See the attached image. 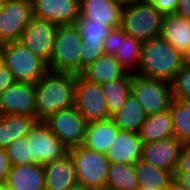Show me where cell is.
I'll return each instance as SVG.
<instances>
[{
    "instance_id": "obj_1",
    "label": "cell",
    "mask_w": 190,
    "mask_h": 190,
    "mask_svg": "<svg viewBox=\"0 0 190 190\" xmlns=\"http://www.w3.org/2000/svg\"><path fill=\"white\" fill-rule=\"evenodd\" d=\"M76 75L49 70L35 83L37 121H45L61 109L75 105Z\"/></svg>"
},
{
    "instance_id": "obj_2",
    "label": "cell",
    "mask_w": 190,
    "mask_h": 190,
    "mask_svg": "<svg viewBox=\"0 0 190 190\" xmlns=\"http://www.w3.org/2000/svg\"><path fill=\"white\" fill-rule=\"evenodd\" d=\"M184 64L185 56L159 36L142 43L136 74L172 83Z\"/></svg>"
},
{
    "instance_id": "obj_3",
    "label": "cell",
    "mask_w": 190,
    "mask_h": 190,
    "mask_svg": "<svg viewBox=\"0 0 190 190\" xmlns=\"http://www.w3.org/2000/svg\"><path fill=\"white\" fill-rule=\"evenodd\" d=\"M82 37L75 24L59 25L48 68L53 72L80 75Z\"/></svg>"
},
{
    "instance_id": "obj_4",
    "label": "cell",
    "mask_w": 190,
    "mask_h": 190,
    "mask_svg": "<svg viewBox=\"0 0 190 190\" xmlns=\"http://www.w3.org/2000/svg\"><path fill=\"white\" fill-rule=\"evenodd\" d=\"M2 62L15 81L36 83L48 71V65L20 41L2 44Z\"/></svg>"
},
{
    "instance_id": "obj_5",
    "label": "cell",
    "mask_w": 190,
    "mask_h": 190,
    "mask_svg": "<svg viewBox=\"0 0 190 190\" xmlns=\"http://www.w3.org/2000/svg\"><path fill=\"white\" fill-rule=\"evenodd\" d=\"M69 154L73 160L77 182L92 189L107 187L111 163L104 153L79 145L70 148Z\"/></svg>"
},
{
    "instance_id": "obj_6",
    "label": "cell",
    "mask_w": 190,
    "mask_h": 190,
    "mask_svg": "<svg viewBox=\"0 0 190 190\" xmlns=\"http://www.w3.org/2000/svg\"><path fill=\"white\" fill-rule=\"evenodd\" d=\"M164 15L152 4H135L123 7L121 28L142 42L159 37Z\"/></svg>"
},
{
    "instance_id": "obj_7",
    "label": "cell",
    "mask_w": 190,
    "mask_h": 190,
    "mask_svg": "<svg viewBox=\"0 0 190 190\" xmlns=\"http://www.w3.org/2000/svg\"><path fill=\"white\" fill-rule=\"evenodd\" d=\"M131 93L141 104L146 115L170 109L173 100L172 83L132 74Z\"/></svg>"
},
{
    "instance_id": "obj_8",
    "label": "cell",
    "mask_w": 190,
    "mask_h": 190,
    "mask_svg": "<svg viewBox=\"0 0 190 190\" xmlns=\"http://www.w3.org/2000/svg\"><path fill=\"white\" fill-rule=\"evenodd\" d=\"M29 159L35 164H48L69 154V148L61 142L44 121H37L25 135Z\"/></svg>"
},
{
    "instance_id": "obj_9",
    "label": "cell",
    "mask_w": 190,
    "mask_h": 190,
    "mask_svg": "<svg viewBox=\"0 0 190 190\" xmlns=\"http://www.w3.org/2000/svg\"><path fill=\"white\" fill-rule=\"evenodd\" d=\"M87 123L112 118L102 93L101 84L85 80L76 75L75 105Z\"/></svg>"
},
{
    "instance_id": "obj_10",
    "label": "cell",
    "mask_w": 190,
    "mask_h": 190,
    "mask_svg": "<svg viewBox=\"0 0 190 190\" xmlns=\"http://www.w3.org/2000/svg\"><path fill=\"white\" fill-rule=\"evenodd\" d=\"M44 122L69 149L83 144L87 122L75 106L57 111Z\"/></svg>"
},
{
    "instance_id": "obj_11",
    "label": "cell",
    "mask_w": 190,
    "mask_h": 190,
    "mask_svg": "<svg viewBox=\"0 0 190 190\" xmlns=\"http://www.w3.org/2000/svg\"><path fill=\"white\" fill-rule=\"evenodd\" d=\"M33 3L28 0H6L0 12V43L20 41L33 17Z\"/></svg>"
},
{
    "instance_id": "obj_12",
    "label": "cell",
    "mask_w": 190,
    "mask_h": 190,
    "mask_svg": "<svg viewBox=\"0 0 190 190\" xmlns=\"http://www.w3.org/2000/svg\"><path fill=\"white\" fill-rule=\"evenodd\" d=\"M58 26L56 23L33 16L23 31L20 42L48 64Z\"/></svg>"
},
{
    "instance_id": "obj_13",
    "label": "cell",
    "mask_w": 190,
    "mask_h": 190,
    "mask_svg": "<svg viewBox=\"0 0 190 190\" xmlns=\"http://www.w3.org/2000/svg\"><path fill=\"white\" fill-rule=\"evenodd\" d=\"M35 84L15 81L0 95V108L3 115L22 114L34 116Z\"/></svg>"
},
{
    "instance_id": "obj_14",
    "label": "cell",
    "mask_w": 190,
    "mask_h": 190,
    "mask_svg": "<svg viewBox=\"0 0 190 190\" xmlns=\"http://www.w3.org/2000/svg\"><path fill=\"white\" fill-rule=\"evenodd\" d=\"M184 144L172 136L143 144L141 159L174 174Z\"/></svg>"
},
{
    "instance_id": "obj_15",
    "label": "cell",
    "mask_w": 190,
    "mask_h": 190,
    "mask_svg": "<svg viewBox=\"0 0 190 190\" xmlns=\"http://www.w3.org/2000/svg\"><path fill=\"white\" fill-rule=\"evenodd\" d=\"M33 15L58 25L74 24L79 18V0H33Z\"/></svg>"
},
{
    "instance_id": "obj_16",
    "label": "cell",
    "mask_w": 190,
    "mask_h": 190,
    "mask_svg": "<svg viewBox=\"0 0 190 190\" xmlns=\"http://www.w3.org/2000/svg\"><path fill=\"white\" fill-rule=\"evenodd\" d=\"M142 150L139 133L119 130L105 155L110 163L135 164L141 158Z\"/></svg>"
},
{
    "instance_id": "obj_17",
    "label": "cell",
    "mask_w": 190,
    "mask_h": 190,
    "mask_svg": "<svg viewBox=\"0 0 190 190\" xmlns=\"http://www.w3.org/2000/svg\"><path fill=\"white\" fill-rule=\"evenodd\" d=\"M79 18L103 22L111 28L121 26L123 7L115 0H79Z\"/></svg>"
},
{
    "instance_id": "obj_18",
    "label": "cell",
    "mask_w": 190,
    "mask_h": 190,
    "mask_svg": "<svg viewBox=\"0 0 190 190\" xmlns=\"http://www.w3.org/2000/svg\"><path fill=\"white\" fill-rule=\"evenodd\" d=\"M6 186L13 190H45V173L42 164L11 166Z\"/></svg>"
},
{
    "instance_id": "obj_19",
    "label": "cell",
    "mask_w": 190,
    "mask_h": 190,
    "mask_svg": "<svg viewBox=\"0 0 190 190\" xmlns=\"http://www.w3.org/2000/svg\"><path fill=\"white\" fill-rule=\"evenodd\" d=\"M160 37L185 56L190 51V21L176 13L164 15Z\"/></svg>"
},
{
    "instance_id": "obj_20",
    "label": "cell",
    "mask_w": 190,
    "mask_h": 190,
    "mask_svg": "<svg viewBox=\"0 0 190 190\" xmlns=\"http://www.w3.org/2000/svg\"><path fill=\"white\" fill-rule=\"evenodd\" d=\"M45 190H67L76 182L73 160L70 154L43 165Z\"/></svg>"
},
{
    "instance_id": "obj_21",
    "label": "cell",
    "mask_w": 190,
    "mask_h": 190,
    "mask_svg": "<svg viewBox=\"0 0 190 190\" xmlns=\"http://www.w3.org/2000/svg\"><path fill=\"white\" fill-rule=\"evenodd\" d=\"M127 72L115 56L104 54L84 68L80 75L85 80L103 84L121 78Z\"/></svg>"
},
{
    "instance_id": "obj_22",
    "label": "cell",
    "mask_w": 190,
    "mask_h": 190,
    "mask_svg": "<svg viewBox=\"0 0 190 190\" xmlns=\"http://www.w3.org/2000/svg\"><path fill=\"white\" fill-rule=\"evenodd\" d=\"M118 131L119 128L112 118L87 123L82 145L105 154L112 145Z\"/></svg>"
},
{
    "instance_id": "obj_23",
    "label": "cell",
    "mask_w": 190,
    "mask_h": 190,
    "mask_svg": "<svg viewBox=\"0 0 190 190\" xmlns=\"http://www.w3.org/2000/svg\"><path fill=\"white\" fill-rule=\"evenodd\" d=\"M138 190H166L174 181L170 171L155 167L141 158L133 164Z\"/></svg>"
},
{
    "instance_id": "obj_24",
    "label": "cell",
    "mask_w": 190,
    "mask_h": 190,
    "mask_svg": "<svg viewBox=\"0 0 190 190\" xmlns=\"http://www.w3.org/2000/svg\"><path fill=\"white\" fill-rule=\"evenodd\" d=\"M36 122L31 115H4L0 121V148L7 149L16 139L28 134Z\"/></svg>"
},
{
    "instance_id": "obj_25",
    "label": "cell",
    "mask_w": 190,
    "mask_h": 190,
    "mask_svg": "<svg viewBox=\"0 0 190 190\" xmlns=\"http://www.w3.org/2000/svg\"><path fill=\"white\" fill-rule=\"evenodd\" d=\"M139 135L143 144L174 136L170 109L153 115H147L141 126Z\"/></svg>"
},
{
    "instance_id": "obj_26",
    "label": "cell",
    "mask_w": 190,
    "mask_h": 190,
    "mask_svg": "<svg viewBox=\"0 0 190 190\" xmlns=\"http://www.w3.org/2000/svg\"><path fill=\"white\" fill-rule=\"evenodd\" d=\"M146 116L141 104L130 93L121 109L112 116V119L119 130L139 133Z\"/></svg>"
},
{
    "instance_id": "obj_27",
    "label": "cell",
    "mask_w": 190,
    "mask_h": 190,
    "mask_svg": "<svg viewBox=\"0 0 190 190\" xmlns=\"http://www.w3.org/2000/svg\"><path fill=\"white\" fill-rule=\"evenodd\" d=\"M132 74L131 72H127L121 78L101 84L108 113L111 117L121 109L127 96L131 93Z\"/></svg>"
},
{
    "instance_id": "obj_28",
    "label": "cell",
    "mask_w": 190,
    "mask_h": 190,
    "mask_svg": "<svg viewBox=\"0 0 190 190\" xmlns=\"http://www.w3.org/2000/svg\"><path fill=\"white\" fill-rule=\"evenodd\" d=\"M142 41L126 34L119 27V44L115 58L131 73L138 71L141 60Z\"/></svg>"
},
{
    "instance_id": "obj_29",
    "label": "cell",
    "mask_w": 190,
    "mask_h": 190,
    "mask_svg": "<svg viewBox=\"0 0 190 190\" xmlns=\"http://www.w3.org/2000/svg\"><path fill=\"white\" fill-rule=\"evenodd\" d=\"M170 111L174 137L190 145V101L173 98Z\"/></svg>"
},
{
    "instance_id": "obj_30",
    "label": "cell",
    "mask_w": 190,
    "mask_h": 190,
    "mask_svg": "<svg viewBox=\"0 0 190 190\" xmlns=\"http://www.w3.org/2000/svg\"><path fill=\"white\" fill-rule=\"evenodd\" d=\"M107 188L111 190H138L133 164L111 163L107 174Z\"/></svg>"
},
{
    "instance_id": "obj_31",
    "label": "cell",
    "mask_w": 190,
    "mask_h": 190,
    "mask_svg": "<svg viewBox=\"0 0 190 190\" xmlns=\"http://www.w3.org/2000/svg\"><path fill=\"white\" fill-rule=\"evenodd\" d=\"M74 24L82 39H87V41H104L112 29L102 21L97 22L92 19L78 18Z\"/></svg>"
},
{
    "instance_id": "obj_32",
    "label": "cell",
    "mask_w": 190,
    "mask_h": 190,
    "mask_svg": "<svg viewBox=\"0 0 190 190\" xmlns=\"http://www.w3.org/2000/svg\"><path fill=\"white\" fill-rule=\"evenodd\" d=\"M105 54L104 41H87L82 39L80 51V73L98 57Z\"/></svg>"
},
{
    "instance_id": "obj_33",
    "label": "cell",
    "mask_w": 190,
    "mask_h": 190,
    "mask_svg": "<svg viewBox=\"0 0 190 190\" xmlns=\"http://www.w3.org/2000/svg\"><path fill=\"white\" fill-rule=\"evenodd\" d=\"M173 98L190 101V65L184 64L172 82Z\"/></svg>"
},
{
    "instance_id": "obj_34",
    "label": "cell",
    "mask_w": 190,
    "mask_h": 190,
    "mask_svg": "<svg viewBox=\"0 0 190 190\" xmlns=\"http://www.w3.org/2000/svg\"><path fill=\"white\" fill-rule=\"evenodd\" d=\"M7 153L11 166L33 163L29 159L28 144L26 143L25 136L12 142L7 148Z\"/></svg>"
},
{
    "instance_id": "obj_35",
    "label": "cell",
    "mask_w": 190,
    "mask_h": 190,
    "mask_svg": "<svg viewBox=\"0 0 190 190\" xmlns=\"http://www.w3.org/2000/svg\"><path fill=\"white\" fill-rule=\"evenodd\" d=\"M119 44V27L112 28L104 40L105 54L115 56Z\"/></svg>"
},
{
    "instance_id": "obj_36",
    "label": "cell",
    "mask_w": 190,
    "mask_h": 190,
    "mask_svg": "<svg viewBox=\"0 0 190 190\" xmlns=\"http://www.w3.org/2000/svg\"><path fill=\"white\" fill-rule=\"evenodd\" d=\"M174 173L190 174V145H184L182 147Z\"/></svg>"
},
{
    "instance_id": "obj_37",
    "label": "cell",
    "mask_w": 190,
    "mask_h": 190,
    "mask_svg": "<svg viewBox=\"0 0 190 190\" xmlns=\"http://www.w3.org/2000/svg\"><path fill=\"white\" fill-rule=\"evenodd\" d=\"M179 0H155L153 6L163 15L176 13Z\"/></svg>"
},
{
    "instance_id": "obj_38",
    "label": "cell",
    "mask_w": 190,
    "mask_h": 190,
    "mask_svg": "<svg viewBox=\"0 0 190 190\" xmlns=\"http://www.w3.org/2000/svg\"><path fill=\"white\" fill-rule=\"evenodd\" d=\"M11 164L8 158L7 149L0 148V183L6 184Z\"/></svg>"
},
{
    "instance_id": "obj_39",
    "label": "cell",
    "mask_w": 190,
    "mask_h": 190,
    "mask_svg": "<svg viewBox=\"0 0 190 190\" xmlns=\"http://www.w3.org/2000/svg\"><path fill=\"white\" fill-rule=\"evenodd\" d=\"M15 82V79L11 71L2 62L0 64V95L1 93L11 86Z\"/></svg>"
},
{
    "instance_id": "obj_40",
    "label": "cell",
    "mask_w": 190,
    "mask_h": 190,
    "mask_svg": "<svg viewBox=\"0 0 190 190\" xmlns=\"http://www.w3.org/2000/svg\"><path fill=\"white\" fill-rule=\"evenodd\" d=\"M176 14L190 21V0H179Z\"/></svg>"
},
{
    "instance_id": "obj_41",
    "label": "cell",
    "mask_w": 190,
    "mask_h": 190,
    "mask_svg": "<svg viewBox=\"0 0 190 190\" xmlns=\"http://www.w3.org/2000/svg\"><path fill=\"white\" fill-rule=\"evenodd\" d=\"M174 181L185 190H190V174L189 173H174Z\"/></svg>"
},
{
    "instance_id": "obj_42",
    "label": "cell",
    "mask_w": 190,
    "mask_h": 190,
    "mask_svg": "<svg viewBox=\"0 0 190 190\" xmlns=\"http://www.w3.org/2000/svg\"><path fill=\"white\" fill-rule=\"evenodd\" d=\"M67 190H93L90 187H87L85 185H83L80 182H75L73 185H71Z\"/></svg>"
},
{
    "instance_id": "obj_43",
    "label": "cell",
    "mask_w": 190,
    "mask_h": 190,
    "mask_svg": "<svg viewBox=\"0 0 190 190\" xmlns=\"http://www.w3.org/2000/svg\"><path fill=\"white\" fill-rule=\"evenodd\" d=\"M115 1L119 3L122 7L141 3L140 0H115Z\"/></svg>"
},
{
    "instance_id": "obj_44",
    "label": "cell",
    "mask_w": 190,
    "mask_h": 190,
    "mask_svg": "<svg viewBox=\"0 0 190 190\" xmlns=\"http://www.w3.org/2000/svg\"><path fill=\"white\" fill-rule=\"evenodd\" d=\"M166 190H185V189L181 187L178 183L173 181Z\"/></svg>"
},
{
    "instance_id": "obj_45",
    "label": "cell",
    "mask_w": 190,
    "mask_h": 190,
    "mask_svg": "<svg viewBox=\"0 0 190 190\" xmlns=\"http://www.w3.org/2000/svg\"><path fill=\"white\" fill-rule=\"evenodd\" d=\"M185 63L190 65V51L185 55Z\"/></svg>"
},
{
    "instance_id": "obj_46",
    "label": "cell",
    "mask_w": 190,
    "mask_h": 190,
    "mask_svg": "<svg viewBox=\"0 0 190 190\" xmlns=\"http://www.w3.org/2000/svg\"><path fill=\"white\" fill-rule=\"evenodd\" d=\"M142 4H153L155 0H140Z\"/></svg>"
},
{
    "instance_id": "obj_47",
    "label": "cell",
    "mask_w": 190,
    "mask_h": 190,
    "mask_svg": "<svg viewBox=\"0 0 190 190\" xmlns=\"http://www.w3.org/2000/svg\"><path fill=\"white\" fill-rule=\"evenodd\" d=\"M5 3H6V0H0V12L3 10Z\"/></svg>"
},
{
    "instance_id": "obj_48",
    "label": "cell",
    "mask_w": 190,
    "mask_h": 190,
    "mask_svg": "<svg viewBox=\"0 0 190 190\" xmlns=\"http://www.w3.org/2000/svg\"><path fill=\"white\" fill-rule=\"evenodd\" d=\"M2 63V44L0 43V64Z\"/></svg>"
},
{
    "instance_id": "obj_49",
    "label": "cell",
    "mask_w": 190,
    "mask_h": 190,
    "mask_svg": "<svg viewBox=\"0 0 190 190\" xmlns=\"http://www.w3.org/2000/svg\"><path fill=\"white\" fill-rule=\"evenodd\" d=\"M5 187H6V184H4V183H0V190H4Z\"/></svg>"
},
{
    "instance_id": "obj_50",
    "label": "cell",
    "mask_w": 190,
    "mask_h": 190,
    "mask_svg": "<svg viewBox=\"0 0 190 190\" xmlns=\"http://www.w3.org/2000/svg\"><path fill=\"white\" fill-rule=\"evenodd\" d=\"M93 190H111V189H109V188H107V187H104V188H95V189H93Z\"/></svg>"
},
{
    "instance_id": "obj_51",
    "label": "cell",
    "mask_w": 190,
    "mask_h": 190,
    "mask_svg": "<svg viewBox=\"0 0 190 190\" xmlns=\"http://www.w3.org/2000/svg\"><path fill=\"white\" fill-rule=\"evenodd\" d=\"M3 112L1 111V108H0V121L2 120V118H3Z\"/></svg>"
},
{
    "instance_id": "obj_52",
    "label": "cell",
    "mask_w": 190,
    "mask_h": 190,
    "mask_svg": "<svg viewBox=\"0 0 190 190\" xmlns=\"http://www.w3.org/2000/svg\"><path fill=\"white\" fill-rule=\"evenodd\" d=\"M4 190H13V189L6 186Z\"/></svg>"
}]
</instances>
